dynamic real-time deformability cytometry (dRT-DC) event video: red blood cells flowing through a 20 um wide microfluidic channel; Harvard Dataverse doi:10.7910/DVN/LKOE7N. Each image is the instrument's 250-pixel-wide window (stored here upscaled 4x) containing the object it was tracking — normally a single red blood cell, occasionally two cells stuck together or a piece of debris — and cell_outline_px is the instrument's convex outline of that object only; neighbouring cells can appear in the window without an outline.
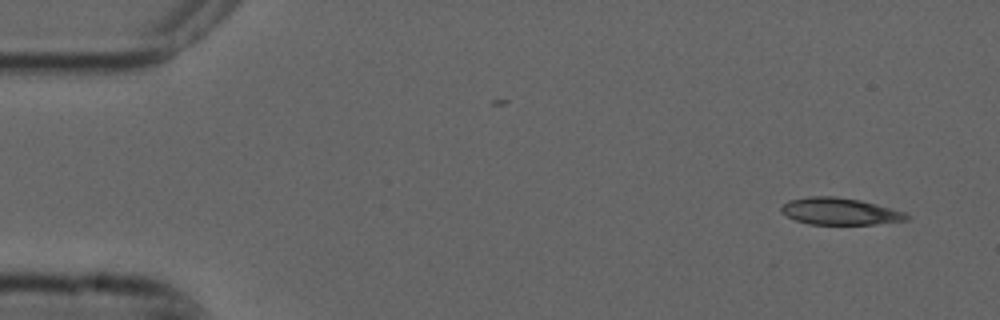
{"species": "common noctule bat (a hibernating species)", "species_latin": "Nyctalus noctula", "temperature_condition": "cold", "stored_images_in_passage": 4, "camera_frame_rate_fps": 3000, "um_per_image_px": 0.085, "animal": {"sex": "male", "forearm_length_mm": 52.5}, "frame": {"image": 1, "passage_image": 1, "time_ms": 0.0, "image_size_px": [1000, 320], "cell_outline_px": [[912, 216], [908, 220], [876, 224], [808, 224], [796, 220], [780, 212], [780, 208], [788, 200], [808, 196], [836, 196], [860, 200], [904, 212]], "centroid_in_image_um": [71.38, 17.96], "position_along_channel_um": 13.6, "area_um2": 19.65}}
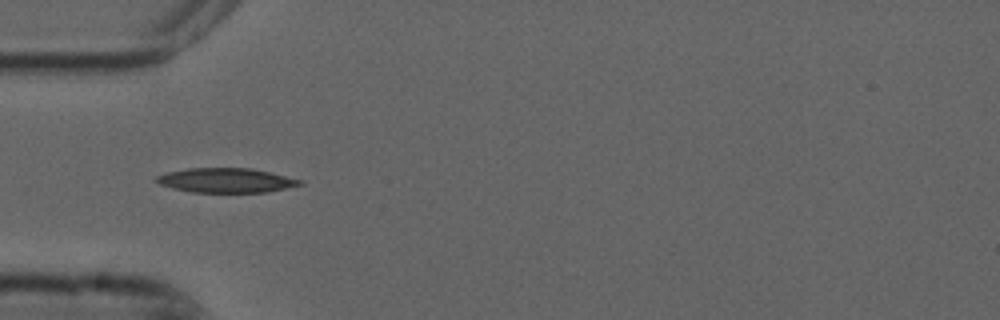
{"frame": {"image": 2, "passage_image": 3, "time_ms": 0.667, "image_size_px": [1000, 320], "cell_outline_px": [[304, 184], [268, 192], [192, 192], [172, 188], [160, 184], [152, 180], [156, 176], [168, 172], [188, 168], [252, 168], [304, 180]], "centroid_in_image_um": [19.22, 15.33], "position_along_channel_um": 65.8, "area_um2": 20.58}}
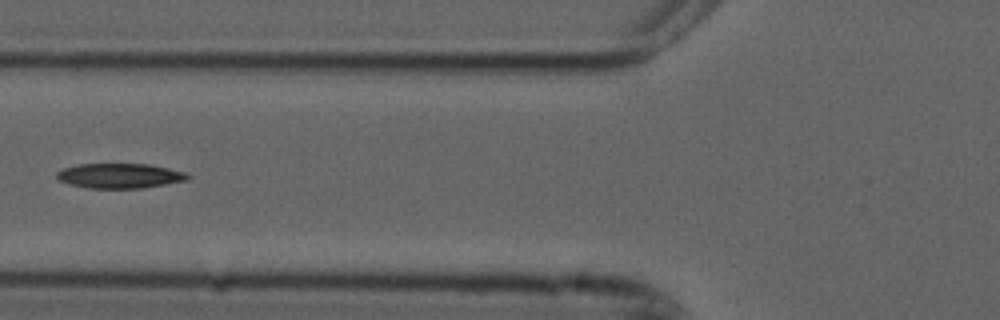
{"frame": {"image": 3, "passage_image": 4, "time_ms": 1.0, "image_size_px": [1000, 320], "cell_outline_px": [[192, 176], [188, 180], [140, 188], [88, 188], [72, 184], [60, 180], [56, 176], [56, 172], [64, 168], [76, 164], [148, 164], [168, 168], [184, 172]], "centroid_in_image_um": [10.19, 14.93], "position_along_channel_um": 115.6, "area_um2": 18.79}}